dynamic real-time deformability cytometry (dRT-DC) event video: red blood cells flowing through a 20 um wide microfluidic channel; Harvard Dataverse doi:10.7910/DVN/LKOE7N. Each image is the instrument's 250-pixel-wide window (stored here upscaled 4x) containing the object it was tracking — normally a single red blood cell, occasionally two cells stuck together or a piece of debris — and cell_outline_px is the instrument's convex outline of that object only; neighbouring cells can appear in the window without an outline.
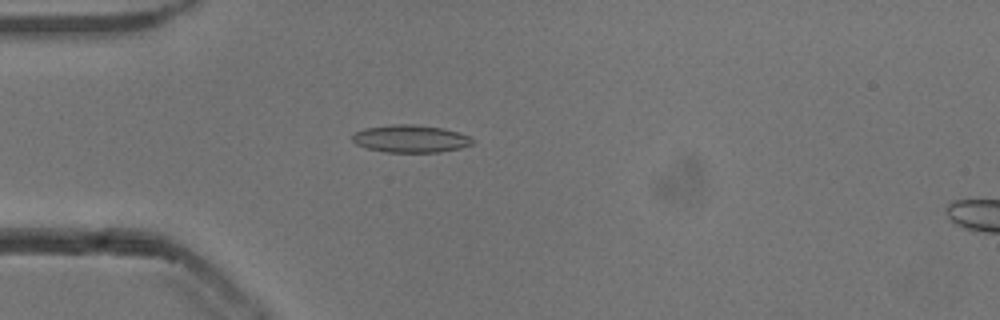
{"species": "common noctule bat (a hibernating species)", "species_latin": "Nyctalus noctula", "temperature_condition": "cold", "stored_images_in_passage": 47, "camera_frame_rate_fps": 3000, "um_per_image_px": 0.085, "animal": {"sex": "male", "body_mass_g": 13.3}, "frame": {"image": 1, "passage_image": 9, "time_ms": 2.667, "image_size_px": [1000, 320], "cell_outline_px": [[476, 140], [472, 144], [460, 148], [440, 152], [384, 152], [368, 148], [356, 144], [352, 140], [352, 136], [356, 132], [364, 128], [392, 124], [412, 124], [444, 128], [468, 136]], "centroid_in_image_um": [34.9, 11.79], "position_along_channel_um": 50.1, "area_um2": 19.25}}
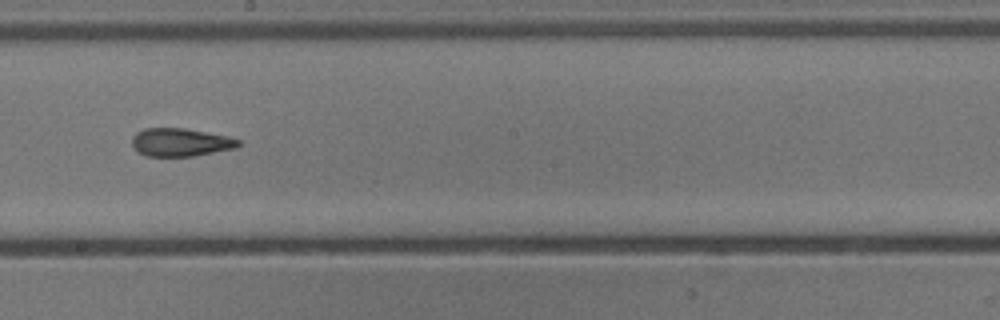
{"frame": {"image": 2, "passage_image": 24, "time_ms": 7.667, "image_size_px": [1000, 320], "cell_outline_px": [[240, 144], [236, 148], [192, 156], [148, 156], [136, 152], [132, 148], [132, 136], [136, 132], [144, 128], [184, 128], [228, 136], [240, 140]], "centroid_in_image_um": [15.3, 12.09], "position_along_channel_um": 232.9, "area_um2": 17.51}}
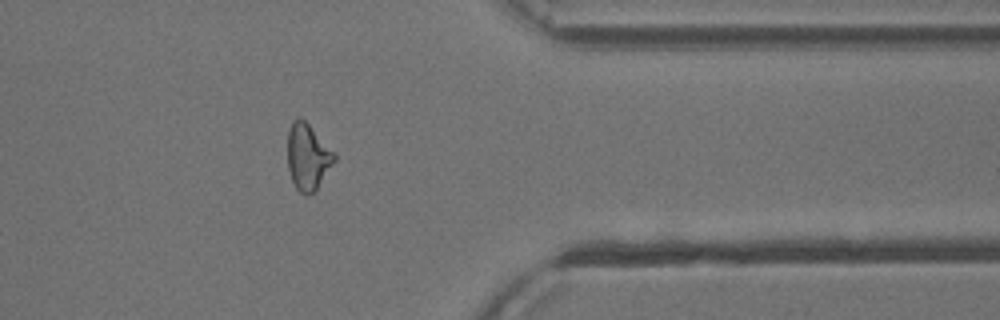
{"frame": {"image": 3, "passage_image": 37, "time_ms": 12.0, "image_size_px": [1000, 320], "cell_outline_px": [[336, 160], [316, 192], [308, 196], [304, 196], [296, 188], [292, 180], [288, 168], [288, 132], [292, 124], [300, 116], [308, 124], [336, 156]], "centroid_in_image_um": [26.16, 13.42], "position_along_channel_um": 385.2, "area_um2": 17.86}, "authors_computed_cell_mechanics": {"area_um2": 18.3226, "velocity_mm_per_s": 3.8715, "shape_relaxation_time_tau1_ms": null, "shape_relaxation_time_tau2_ms": 2.5454, "deformation_change_tau1": null, "deformation_change_tau2": 0.1094}}